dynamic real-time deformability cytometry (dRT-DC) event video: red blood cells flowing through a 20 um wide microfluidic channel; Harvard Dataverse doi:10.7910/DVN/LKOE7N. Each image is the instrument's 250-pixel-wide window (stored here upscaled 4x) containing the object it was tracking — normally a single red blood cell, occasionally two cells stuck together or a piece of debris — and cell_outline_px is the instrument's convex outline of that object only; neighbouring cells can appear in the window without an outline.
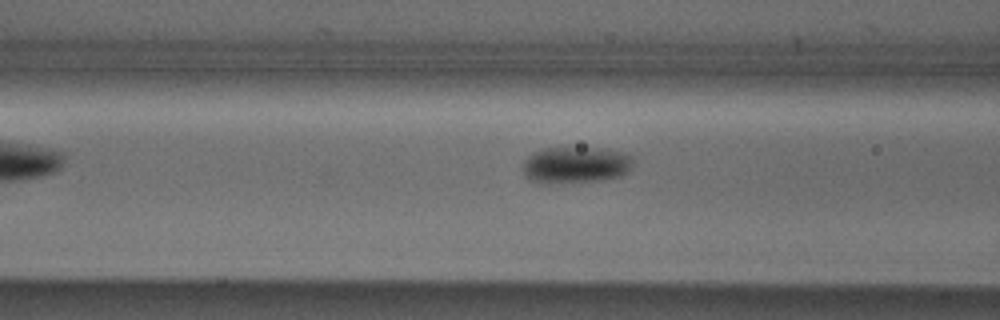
{"species": "Egyptian fruit bat (a non-hibernating species)", "species_latin": "Rousettus aegyptiacus", "temperature_condition": "cold", "stored_images_in_passage": 31, "camera_frame_rate_fps": 3000, "um_per_image_px": 0.085, "animal": {"sex": "male"}, "frame": {"image": 1, "passage_image": 4, "time_ms": 1.0, "image_size_px": [1000, 320], "cell_outline_px": [[632, 164], [628, 172], [620, 176], [596, 180], [544, 184], [532, 180], [524, 176], [524, 160], [528, 156], [544, 148], [600, 148], [624, 152], [632, 156]], "centroid_in_image_um": [48.93, 14.01], "position_along_channel_um": 117.7, "area_um2": 23.29}}
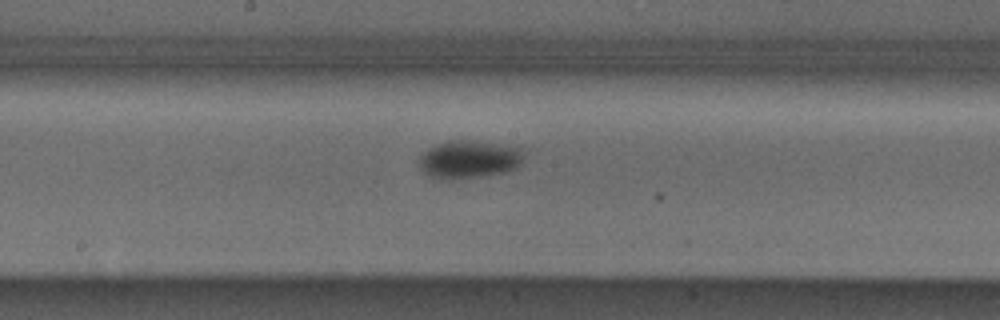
{"frame": {"image": 2, "passage_image": 11, "time_ms": 3.333, "image_size_px": [1000, 320], "cell_outline_px": [[524, 160], [516, 168], [504, 172], [484, 176], [456, 180], [444, 180], [428, 176], [420, 168], [420, 156], [428, 148], [436, 144], [448, 140], [472, 140], [524, 148]], "centroid_in_image_um": [39.88, 13.55], "position_along_channel_um": 208.3, "area_um2": 23.58}}
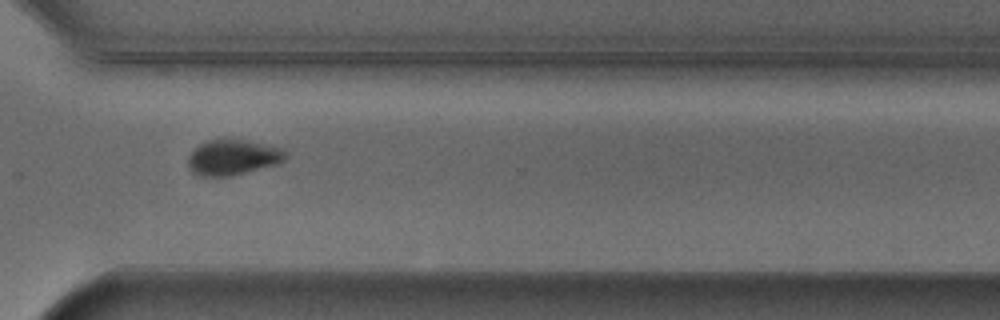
{"frame": {"image": 3, "passage_image": 22, "time_ms": 7.0, "image_size_px": [1000, 320], "cell_outline_px": [[288, 156], [284, 160], [276, 164], [232, 176], [196, 176], [188, 168], [188, 156], [200, 144], [208, 140], [220, 136], [228, 136], [248, 140], [284, 148], [288, 152]], "centroid_in_image_um": [19.8, 13.33], "position_along_channel_um": 350.8, "area_um2": 20.92}}